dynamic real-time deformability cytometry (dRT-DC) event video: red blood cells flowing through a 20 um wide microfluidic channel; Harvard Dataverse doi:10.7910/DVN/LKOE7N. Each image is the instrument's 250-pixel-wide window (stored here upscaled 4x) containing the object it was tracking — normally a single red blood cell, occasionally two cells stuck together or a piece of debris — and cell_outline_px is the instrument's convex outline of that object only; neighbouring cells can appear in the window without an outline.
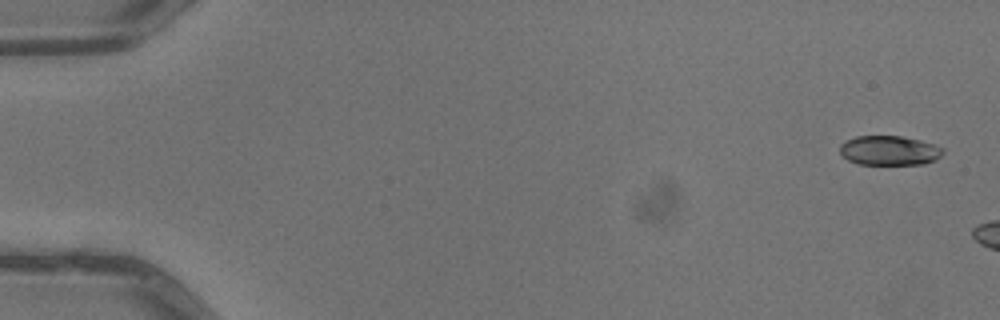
{"species": "common noctule bat (a hibernating species)", "species_latin": "Nyctalus noctula", "temperature_condition": "warm", "stored_images_in_passage": 4, "camera_frame_rate_fps": 3000, "um_per_image_px": 0.085, "animal": {"sex": "male", "body_mass_g": 13.3}, "frame": {"image": 1, "passage_image": 1, "time_ms": 0.0, "image_size_px": [1000, 320], "cell_outline_px": [[944, 152], [936, 160], [924, 164], [860, 164], [848, 160], [840, 152], [840, 144], [844, 140], [856, 136], [900, 136], [920, 140], [936, 144], [944, 148]], "centroid_in_image_um": [75.61, 12.78], "position_along_channel_um": 9.4, "area_um2": 17.86}}